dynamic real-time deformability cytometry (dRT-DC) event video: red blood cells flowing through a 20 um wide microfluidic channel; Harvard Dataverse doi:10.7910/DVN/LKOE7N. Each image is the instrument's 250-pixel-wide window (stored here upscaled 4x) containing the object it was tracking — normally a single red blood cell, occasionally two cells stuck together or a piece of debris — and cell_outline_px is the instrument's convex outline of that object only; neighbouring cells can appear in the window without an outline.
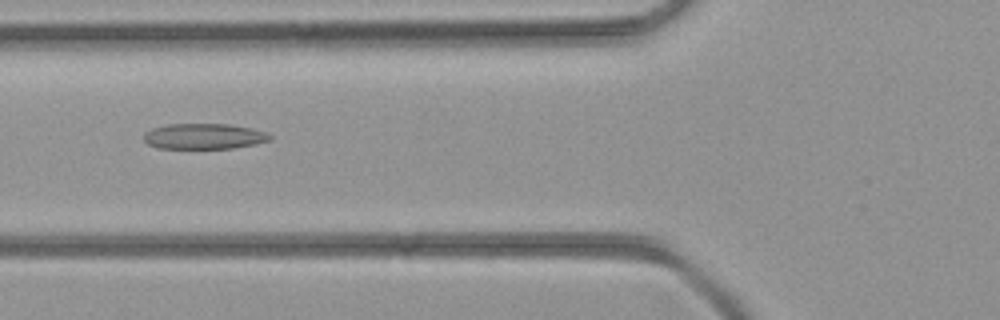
{"species": "common noctule bat (a hibernating species)", "species_latin": "Nyctalus noctula", "temperature_condition": "room temperature", "stored_images_in_passage": 35, "camera_frame_rate_fps": 3000, "um_per_image_px": 0.085, "animal": {"sex": "female", "body_mass_g": 21.9}, "frame": {"image": 1, "passage_image": 9, "time_ms": 2.667, "image_size_px": [1000, 320], "cell_outline_px": [[272, 140], [256, 144], [232, 148], [156, 148], [148, 144], [144, 140], [144, 132], [152, 128], [168, 124], [228, 124], [252, 128], [268, 132], [272, 136]], "centroid_in_image_um": [17.36, 11.58], "position_along_channel_um": 108.4, "area_um2": 18.96}}
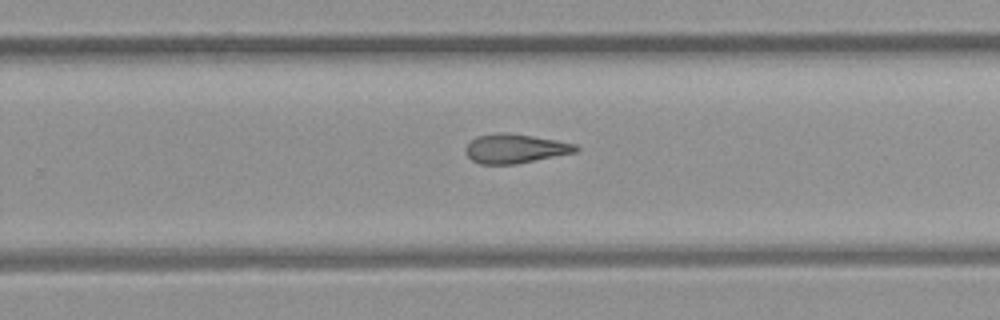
{"frame": {"image": 2, "passage_image": 20, "time_ms": 6.333, "image_size_px": [1000, 320], "cell_outline_px": [[580, 148], [576, 152], [516, 164], [480, 164], [472, 160], [464, 152], [464, 148], [476, 136], [500, 132], [504, 132], [532, 136], [556, 140], [576, 144]], "centroid_in_image_um": [43.77, 12.63], "position_along_channel_um": 286.0, "area_um2": 18.73}}
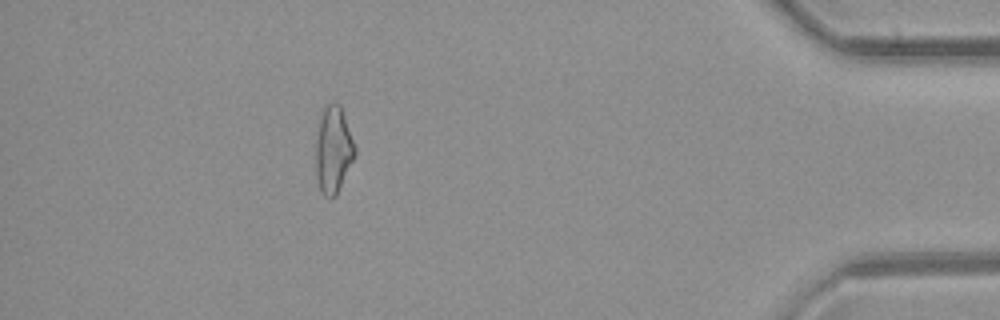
{"frame": {"image": 3, "passage_image": 31, "time_ms": 10.0, "image_size_px": [1000, 320], "cell_outline_px": [[356, 152], [336, 196], [324, 196], [320, 192], [316, 176], [316, 132], [320, 112], [324, 104], [332, 100], [340, 104], [356, 144]], "centroid_in_image_um": [28.31, 12.64], "position_along_channel_um": 406.9, "area_um2": 20.29}}